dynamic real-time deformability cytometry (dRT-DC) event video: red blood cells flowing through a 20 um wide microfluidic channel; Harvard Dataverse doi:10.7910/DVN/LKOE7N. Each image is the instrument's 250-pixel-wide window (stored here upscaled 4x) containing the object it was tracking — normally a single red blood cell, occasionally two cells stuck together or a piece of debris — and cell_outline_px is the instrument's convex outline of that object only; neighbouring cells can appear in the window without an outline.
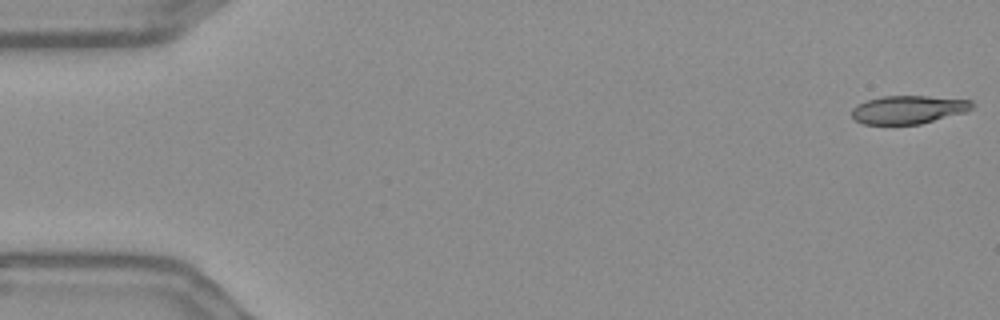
{"species": "Egyptian fruit bat (a non-hibernating species)", "species_latin": "Rousettus aegyptiacus", "temperature_condition": "warm", "stored_images_in_passage": 56, "camera_frame_rate_fps": 3000, "um_per_image_px": 0.085, "frame": {"image": 1, "passage_image": 1, "time_ms": 0.0, "image_size_px": [1000, 320], "cell_outline_px": [[976, 104], [968, 112], [920, 124], [864, 124], [856, 120], [852, 116], [852, 108], [856, 104], [880, 96], [928, 96], [972, 100]], "centroid_in_image_um": [77.26, 9.31], "position_along_channel_um": 7.7, "area_um2": 20.0}}
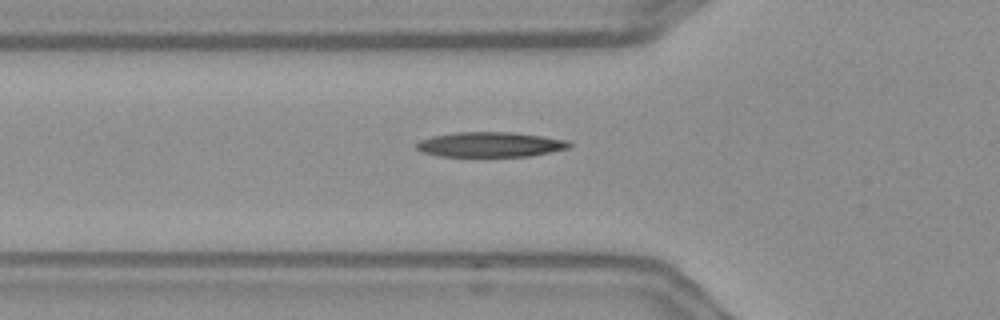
{"frame": {"image": 2, "passage_image": 19, "time_ms": 6.0, "image_size_px": [1000, 320], "cell_outline_px": [[572, 144], [568, 148], [528, 156], [440, 156], [424, 152], [416, 148], [416, 144], [420, 140], [432, 136], [456, 132], [512, 132], [568, 140]], "centroid_in_image_um": [41.66, 12.28], "position_along_channel_um": 84.1, "area_um2": 21.96}}
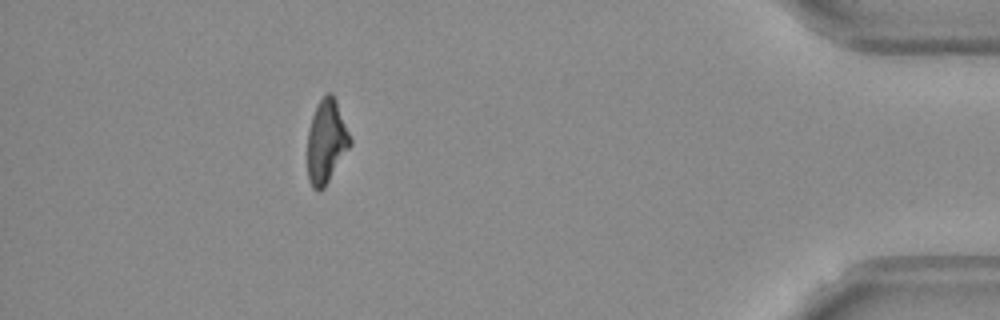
{"frame": {"image": 3, "passage_image": 50, "time_ms": 16.333, "image_size_px": [1000, 320], "cell_outline_px": [[352, 144], [324, 188], [320, 192], [316, 192], [312, 188], [308, 180], [308, 128], [316, 104], [328, 92], [332, 92], [336, 100], [352, 140]], "centroid_in_image_um": [27.73, 12.05], "position_along_channel_um": 407.5, "area_um2": 20.92}, "authors_computed_cell_mechanics": {"area_um2": 21.6461, "velocity_mm_per_s": 3.64, "shape_relaxation_time_tau1_ms": null, "shape_relaxation_time_tau2_ms": 7.5608, "deformation_change_tau1": null, "deformation_change_tau2": 0.1944}}